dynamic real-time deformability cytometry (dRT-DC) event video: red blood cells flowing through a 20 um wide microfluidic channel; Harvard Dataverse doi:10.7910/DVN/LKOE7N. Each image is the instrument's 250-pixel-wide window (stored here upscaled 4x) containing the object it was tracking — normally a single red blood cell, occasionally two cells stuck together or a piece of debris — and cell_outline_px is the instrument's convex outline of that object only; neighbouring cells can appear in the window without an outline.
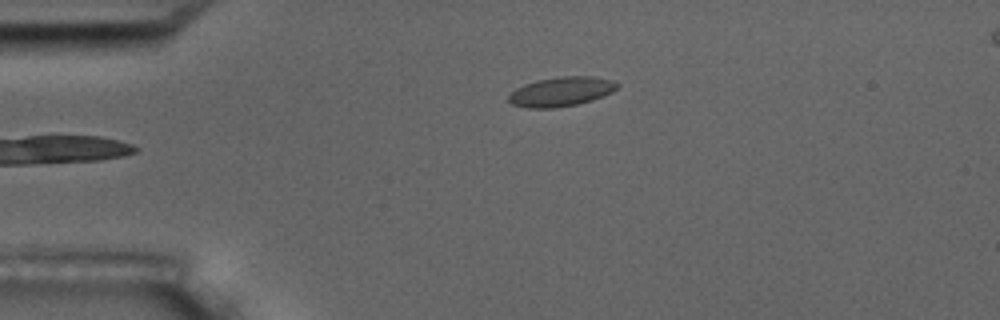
{"species": "common noctule bat (a hibernating species)", "species_latin": "Nyctalus noctula", "temperature_condition": "room temperature", "stored_images_in_passage": 4, "camera_frame_rate_fps": 3000, "um_per_image_px": 0.085, "animal": {"sex": "male", "body_mass_g": 17.5, "forearm_length_mm": 52.3}, "frame": {"image": 1, "passage_image": 4, "time_ms": 3.667, "image_size_px": [1000, 320], "cell_outline_px": [[620, 84], [612, 92], [592, 100], [576, 104], [556, 108], [528, 108], [512, 104], [508, 100], [508, 96], [516, 88], [524, 84], [536, 80], [560, 76], [592, 76], [612, 80]], "centroid_in_image_um": [47.69, 7.78], "position_along_channel_um": 37.3, "area_um2": 18.61}}